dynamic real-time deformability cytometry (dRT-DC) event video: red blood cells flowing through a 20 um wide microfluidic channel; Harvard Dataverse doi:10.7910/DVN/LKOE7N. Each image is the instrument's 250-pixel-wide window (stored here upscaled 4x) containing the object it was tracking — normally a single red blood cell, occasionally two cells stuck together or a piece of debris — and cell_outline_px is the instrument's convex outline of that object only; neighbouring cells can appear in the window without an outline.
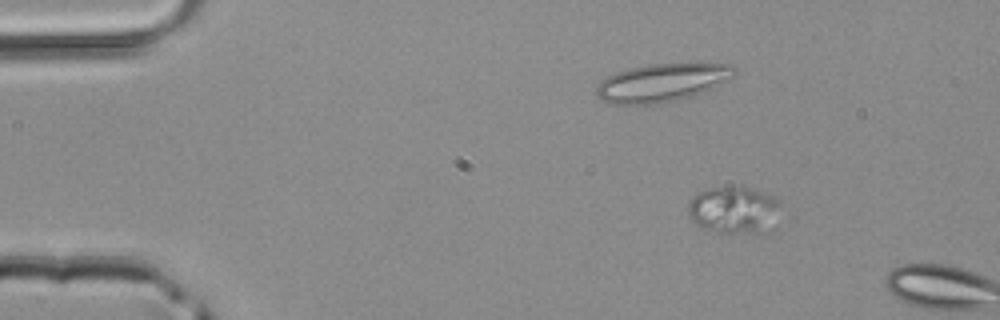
{"species": "common noctule bat (a hibernating species)", "species_latin": "Nyctalus noctula", "temperature_condition": "room temperature", "stored_images_in_passage": 8, "camera_frame_rate_fps": 3000, "um_per_image_px": 0.085, "animal": {"sex": "male", "body_mass_g": 20.4}, "frame": {"image": 1, "passage_image": 7, "time_ms": 2.0, "image_size_px": [1000, 320], "cell_outline_px": [[780, 204], [772, 232], [716, 232], [704, 228], [696, 224], [688, 216], [688, 204], [692, 196], [696, 192], [712, 188], [748, 188], [772, 196], [780, 200]], "centroid_in_image_um": [62.37, 17.87], "position_along_channel_um": 22.6, "area_um2": 25.2}}